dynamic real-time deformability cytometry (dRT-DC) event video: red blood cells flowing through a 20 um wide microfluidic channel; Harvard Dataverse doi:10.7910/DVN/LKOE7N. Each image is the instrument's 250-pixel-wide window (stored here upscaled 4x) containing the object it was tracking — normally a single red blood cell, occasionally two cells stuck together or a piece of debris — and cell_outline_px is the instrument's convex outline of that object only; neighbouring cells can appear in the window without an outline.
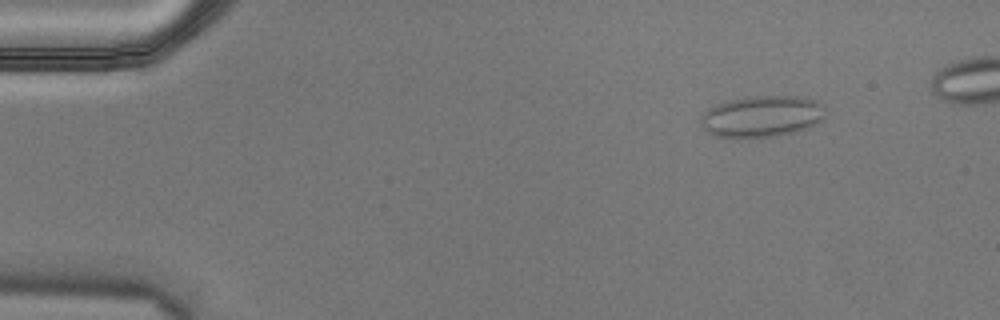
{"species": "Egyptian fruit bat (a non-hibernating species)", "species_latin": "Rousettus aegyptiacus", "temperature_condition": "cold", "stored_images_in_passage": 52, "camera_frame_rate_fps": 3000, "um_per_image_px": 0.085, "animal": {"sex": "male"}, "frame": {"image": 1, "passage_image": 7, "time_ms": 2.0, "image_size_px": [1000, 320], "cell_outline_px": [[824, 120], [812, 128], [796, 132], [776, 136], [716, 136], [708, 132], [700, 124], [700, 116], [704, 112], [716, 104], [732, 100], [752, 96], [796, 96], [816, 100], [824, 104]], "centroid_in_image_um": [64.83, 9.88], "position_along_channel_um": 20.2, "area_um2": 30.06}}
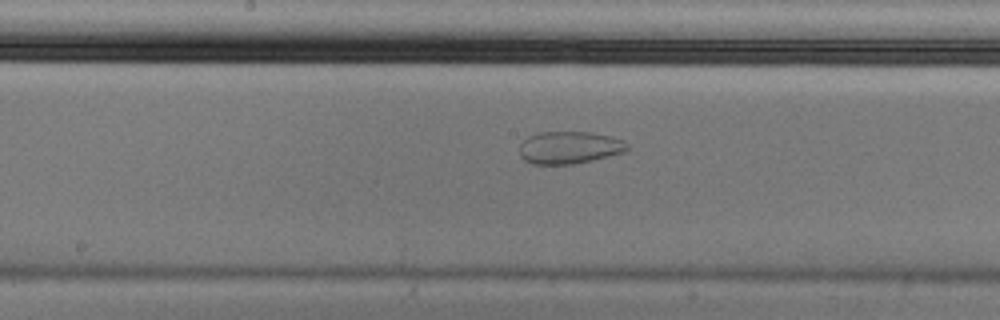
{"frame": {"image": 2, "passage_image": 29, "time_ms": 9.333, "image_size_px": [1000, 320], "cell_outline_px": [[628, 148], [624, 152], [592, 160], [572, 164], [532, 164], [524, 160], [520, 156], [520, 144], [528, 136], [536, 132], [592, 132], [624, 140], [628, 144]], "centroid_in_image_um": [48.37, 12.53], "position_along_channel_um": 199.8, "area_um2": 20.35}}
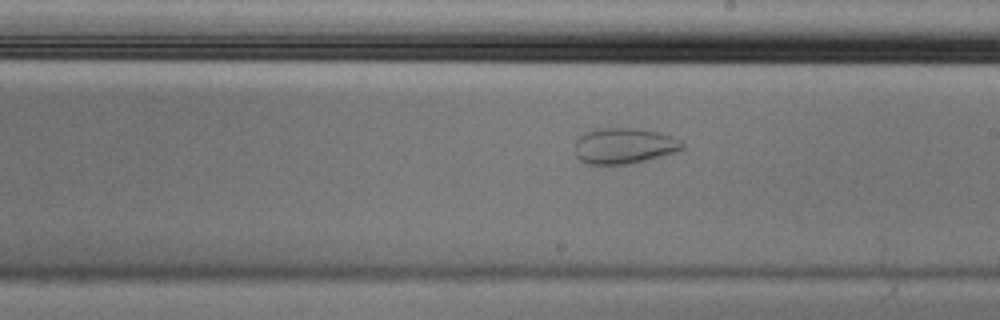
{"frame": {"image": 3, "passage_image": 32, "time_ms": 10.333, "image_size_px": [1000, 320], "cell_outline_px": [[684, 148], [660, 156], [628, 164], [588, 164], [580, 160], [576, 156], [576, 140], [580, 136], [596, 128], [636, 128], [656, 132], [672, 136], [680, 140], [684, 144]], "centroid_in_image_um": [53.03, 12.39], "position_along_channel_um": 236.0, "area_um2": 22.08}}